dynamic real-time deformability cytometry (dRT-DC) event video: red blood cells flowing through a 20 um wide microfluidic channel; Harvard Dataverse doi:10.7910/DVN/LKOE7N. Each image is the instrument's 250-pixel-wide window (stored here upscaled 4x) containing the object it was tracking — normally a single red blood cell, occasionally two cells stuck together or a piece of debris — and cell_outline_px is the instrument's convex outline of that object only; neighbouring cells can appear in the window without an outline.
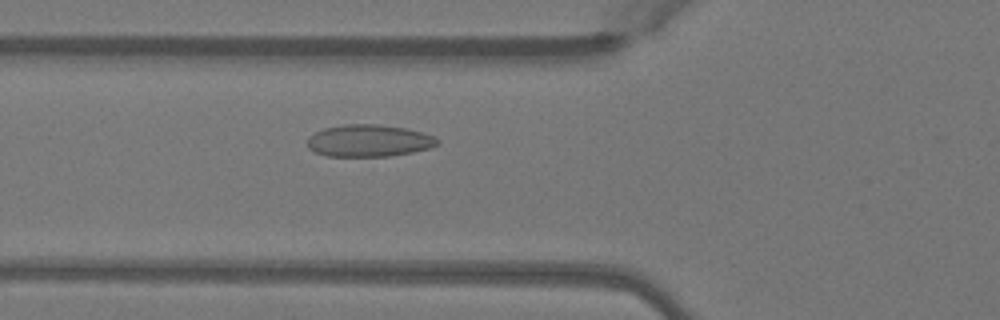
{"species": "Egyptian fruit bat (a non-hibernating species)", "species_latin": "Rousettus aegyptiacus", "temperature_condition": "warm", "stored_images_in_passage": 50, "camera_frame_rate_fps": 3000, "um_per_image_px": 0.085, "animal": {"sex": "female"}, "frame": {"image": 1, "passage_image": 19, "time_ms": 6.0, "image_size_px": [1000, 320], "cell_outline_px": [[440, 140], [432, 148], [392, 156], [328, 156], [316, 152], [308, 148], [308, 136], [324, 128], [344, 124], [376, 124], [404, 128], [424, 132], [436, 136]], "centroid_in_image_um": [31.39, 11.96], "position_along_channel_um": 94.4, "area_um2": 24.39}}
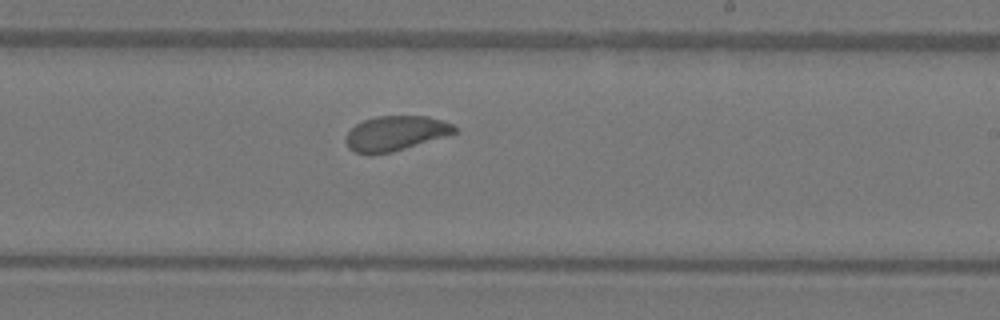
{"frame": {"image": 2, "passage_image": 31, "time_ms": 10.0, "image_size_px": [1000, 320], "cell_outline_px": [[456, 132], [444, 136], [392, 152], [372, 156], [368, 156], [352, 152], [348, 148], [344, 140], [348, 132], [356, 124], [364, 120], [376, 116], [428, 116], [452, 124], [456, 128]], "centroid_in_image_um": [33.53, 11.36], "position_along_channel_um": 255.5, "area_um2": 22.14}}
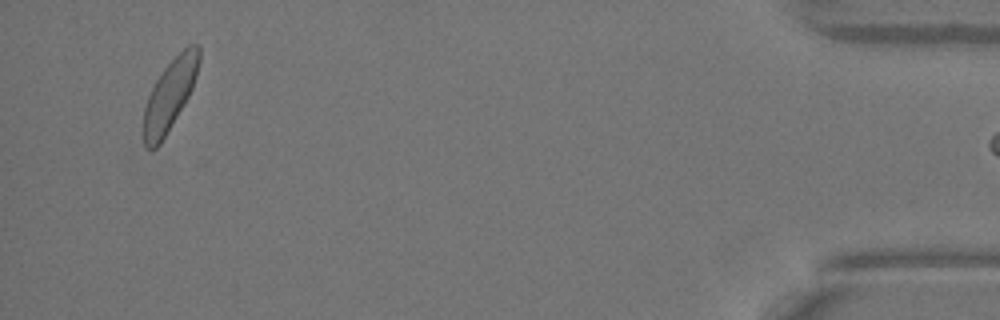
{"frame": {"image": 3, "passage_image": 49, "time_ms": 16.0, "image_size_px": [1000, 320], "cell_outline_px": [[200, 60], [196, 76], [192, 88], [184, 104], [160, 144], [156, 148], [148, 148], [144, 144], [144, 108], [148, 96], [156, 80], [164, 68], [188, 44], [200, 44]], "centroid_in_image_um": [14.45, 8.04], "position_along_channel_um": 420.8, "area_um2": 22.54}}